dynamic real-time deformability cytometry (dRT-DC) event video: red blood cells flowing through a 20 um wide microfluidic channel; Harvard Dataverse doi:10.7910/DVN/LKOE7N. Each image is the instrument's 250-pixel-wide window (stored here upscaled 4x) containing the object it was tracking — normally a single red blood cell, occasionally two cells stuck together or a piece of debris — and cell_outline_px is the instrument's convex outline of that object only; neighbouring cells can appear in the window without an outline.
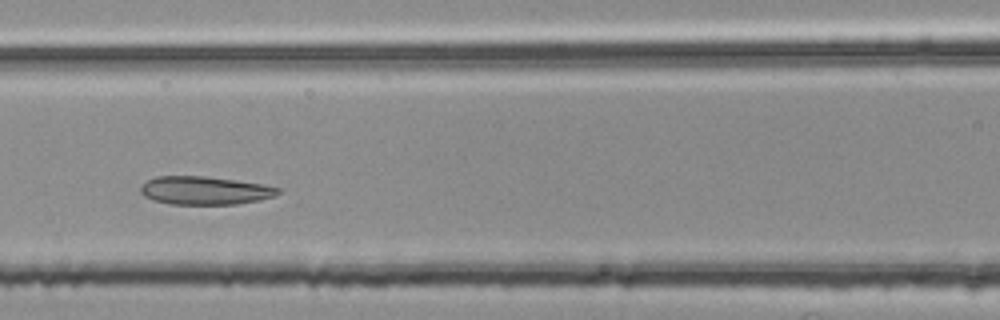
{"species": "common noctule bat (a hibernating species)", "species_latin": "Nyctalus noctula", "temperature_condition": "room temperature", "stored_images_in_passage": 39, "segment_of_instrument_passage": [2, 2], "camera_frame_rate_fps": 3000, "um_per_image_px": 0.085, "animal": {"sex": "female", "body_mass_g": 25.1}, "frame": {"image": 1, "passage_image": 16, "time_ms": 5.0, "image_size_px": [1000, 320], "cell_outline_px": [[284, 188], [276, 196], [260, 200], [236, 204], [168, 204], [152, 200], [144, 196], [140, 192], [140, 188], [148, 180], [156, 176], [204, 176], [236, 180], [264, 184]], "centroid_in_image_um": [17.46, 16.19], "position_along_channel_um": 149.1, "area_um2": 22.83}}
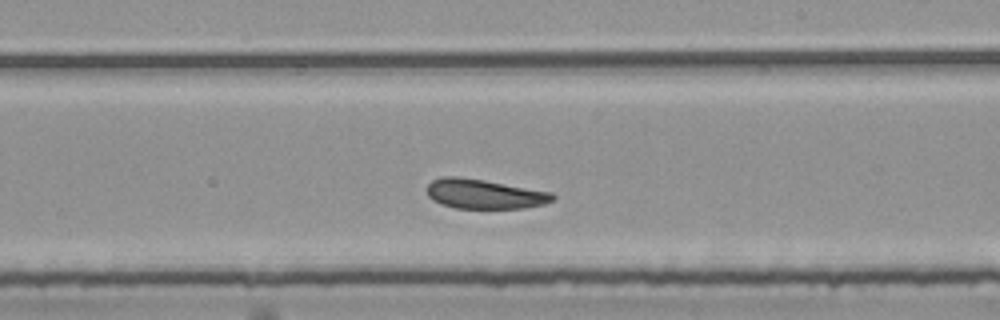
{"frame": {"image": 2, "passage_image": 24, "time_ms": 7.667, "image_size_px": [1000, 320], "cell_outline_px": [[556, 196], [552, 200], [544, 204], [524, 208], [456, 208], [440, 204], [432, 200], [428, 196], [428, 184], [432, 180], [440, 176], [460, 176], [484, 180], [552, 192]], "centroid_in_image_um": [41.14, 16.48], "position_along_channel_um": 247.9, "area_um2": 21.73}}
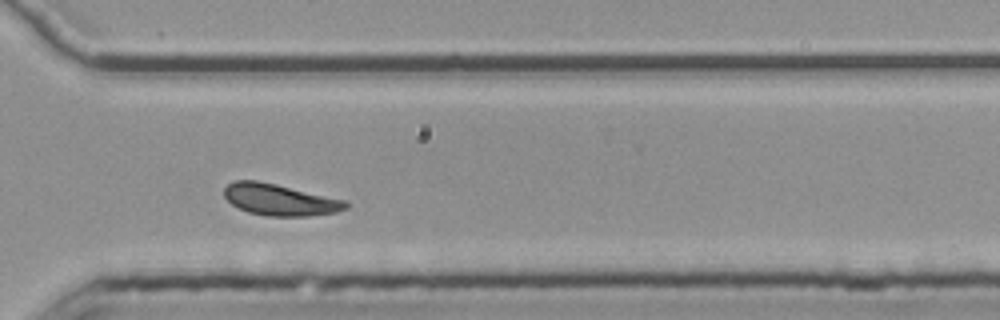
{"frame": {"image": 3, "passage_image": 32, "time_ms": 10.333, "image_size_px": [1000, 320], "cell_outline_px": [[348, 208], [336, 212], [308, 216], [268, 216], [248, 212], [232, 204], [224, 196], [224, 188], [228, 184], [236, 180], [256, 180], [276, 184], [348, 200]], "centroid_in_image_um": [23.82, 16.97], "position_along_channel_um": 346.8, "area_um2": 22.37}}